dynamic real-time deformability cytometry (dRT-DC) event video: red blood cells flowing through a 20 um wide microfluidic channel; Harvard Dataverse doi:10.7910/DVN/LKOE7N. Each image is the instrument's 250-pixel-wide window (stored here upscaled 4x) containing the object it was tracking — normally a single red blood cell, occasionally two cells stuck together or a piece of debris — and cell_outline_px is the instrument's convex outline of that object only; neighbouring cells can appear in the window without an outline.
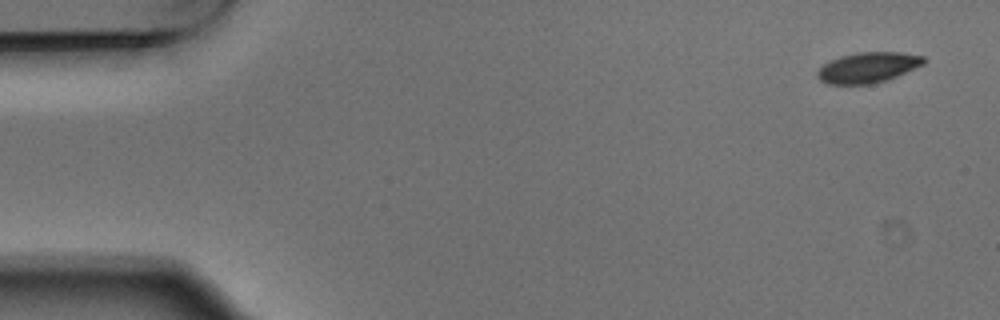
{"species": "Egyptian fruit bat (a non-hibernating species)", "species_latin": "Rousettus aegyptiacus", "temperature_condition": "warm", "stored_images_in_passage": 7, "camera_frame_rate_fps": 3000, "um_per_image_px": 0.085, "animal": {"sex": "male"}, "frame": {"image": 1, "passage_image": 1, "time_ms": 0.0, "image_size_px": [1000, 320], "cell_outline_px": [[928, 60], [924, 64], [888, 80], [872, 84], [828, 84], [820, 80], [816, 76], [816, 72], [824, 64], [840, 56], [856, 52], [900, 52], [924, 56]], "centroid_in_image_um": [73.8, 5.73], "position_along_channel_um": 11.2, "area_um2": 19.02}}
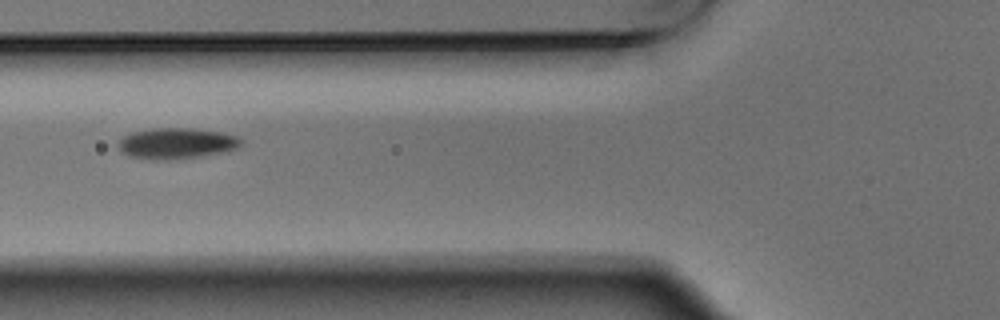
{"frame": {"image": 2, "passage_image": 6, "time_ms": 1.667, "image_size_px": [1000, 320], "cell_outline_px": [[244, 144], [236, 148], [224, 152], [200, 156], [168, 160], [156, 160], [128, 156], [120, 152], [116, 144], [124, 136], [132, 132], [152, 128], [192, 128], [220, 132], [236, 136], [244, 140]], "centroid_in_image_um": [14.99, 12.19], "position_along_channel_um": 110.8, "area_um2": 22.31}}
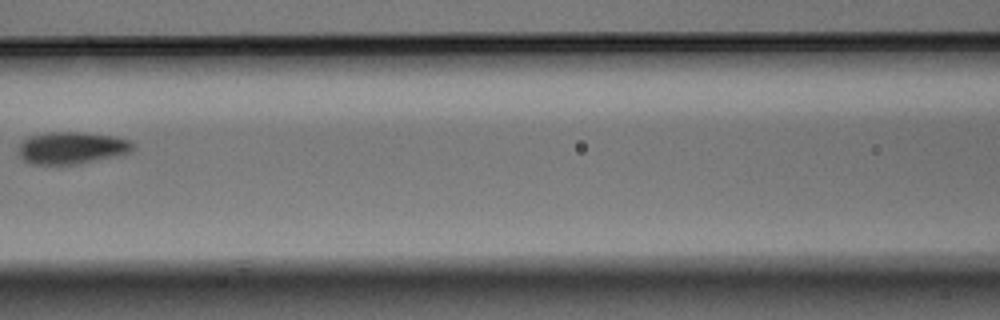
{"frame": {"image": 3, "passage_image": 7, "time_ms": 2.0, "image_size_px": [1000, 320], "cell_outline_px": [[132, 148], [128, 152], [116, 156], [80, 164], [28, 164], [20, 156], [20, 144], [28, 136], [44, 132], [80, 132], [112, 136], [128, 140], [132, 144]], "centroid_in_image_um": [6.05, 12.57], "position_along_channel_um": 160.6, "area_um2": 21.21}}